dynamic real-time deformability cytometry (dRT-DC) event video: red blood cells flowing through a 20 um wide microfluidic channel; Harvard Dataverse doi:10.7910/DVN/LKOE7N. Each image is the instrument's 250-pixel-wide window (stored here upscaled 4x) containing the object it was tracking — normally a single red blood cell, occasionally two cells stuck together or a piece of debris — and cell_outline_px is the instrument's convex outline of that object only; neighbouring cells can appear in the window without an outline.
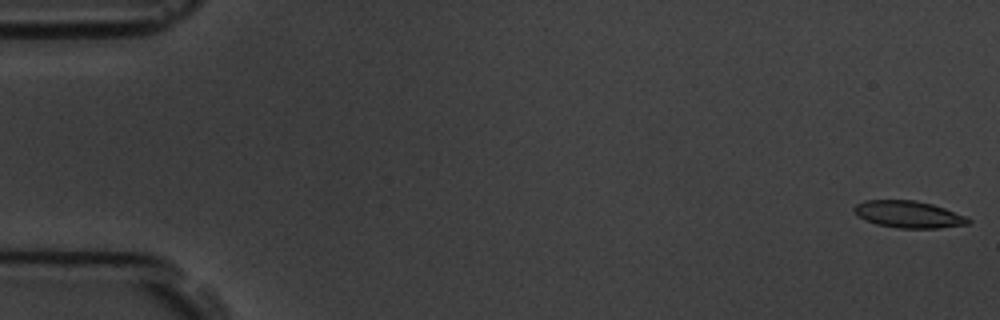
{"species": "common noctule bat (a hibernating species)", "species_latin": "Nyctalus noctula", "temperature_condition": "room temperature", "stored_images_in_passage": 5, "camera_frame_rate_fps": 3000, "um_per_image_px": 0.085, "animal": {"sex": "male", "body_mass_g": 19.5, "forearm_length_mm": 54.6}, "frame": {"image": 1, "passage_image": 1, "time_ms": 0.0, "image_size_px": [1000, 320], "cell_outline_px": [[972, 220], [968, 224], [940, 228], [896, 228], [876, 224], [864, 220], [852, 208], [856, 204], [864, 200], [916, 200], [932, 204], [968, 216]], "centroid_in_image_um": [77.25, 18.22], "position_along_channel_um": 7.7, "area_um2": 18.03}}
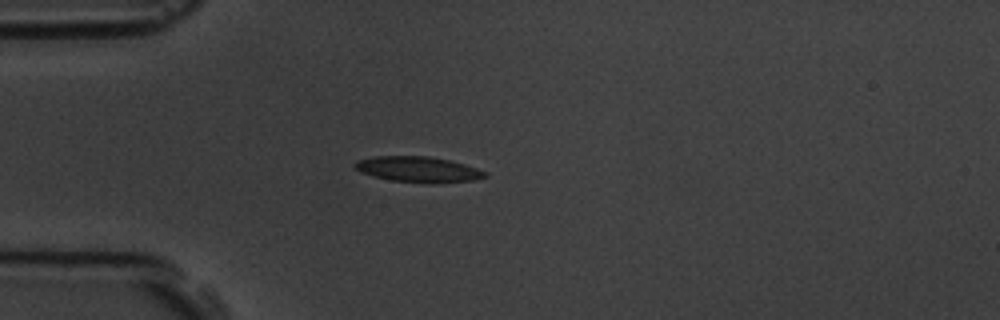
{"frame": {"image": 2, "passage_image": 5, "time_ms": 4.667, "image_size_px": [1000, 320], "cell_outline_px": [[488, 176], [472, 180], [432, 184], [428, 184], [392, 180], [360, 172], [352, 164], [356, 160], [376, 156], [428, 156], [448, 160], [464, 164], [488, 172]], "centroid_in_image_um": [35.55, 14.4], "position_along_channel_um": 49.4, "area_um2": 19.42}}